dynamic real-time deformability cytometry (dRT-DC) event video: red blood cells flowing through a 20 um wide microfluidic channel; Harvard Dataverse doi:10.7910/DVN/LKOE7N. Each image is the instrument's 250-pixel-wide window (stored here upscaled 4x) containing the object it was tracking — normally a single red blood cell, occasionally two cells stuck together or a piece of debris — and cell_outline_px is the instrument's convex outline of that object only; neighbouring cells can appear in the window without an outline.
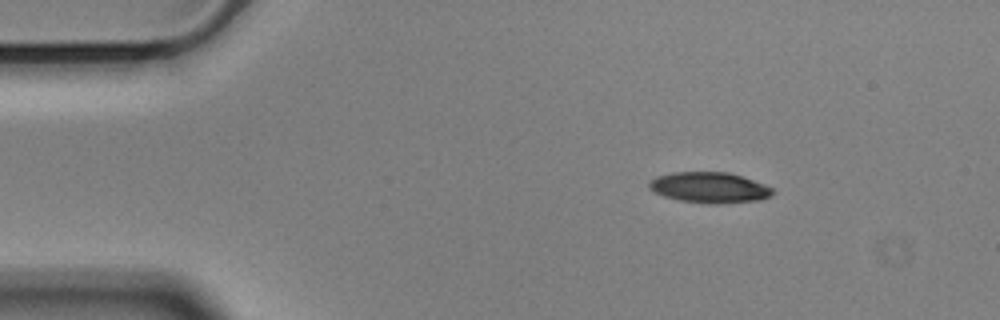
{"species": "Egyptian fruit bat (a non-hibernating species)", "species_latin": "Rousettus aegyptiacus", "temperature_condition": "cold", "stored_images_in_passage": 49, "camera_frame_rate_fps": 3000, "um_per_image_px": 0.085, "animal": {"sex": "male"}, "frame": {"image": 1, "passage_image": 1, "time_ms": 0.0, "image_size_px": [1000, 320], "cell_outline_px": [[776, 192], [772, 196], [760, 200], [716, 204], [708, 204], [680, 200], [664, 196], [648, 188], [648, 184], [656, 176], [672, 172], [728, 172], [764, 184], [772, 188]], "centroid_in_image_um": [60.32, 15.94], "position_along_channel_um": 24.7, "area_um2": 22.08}}
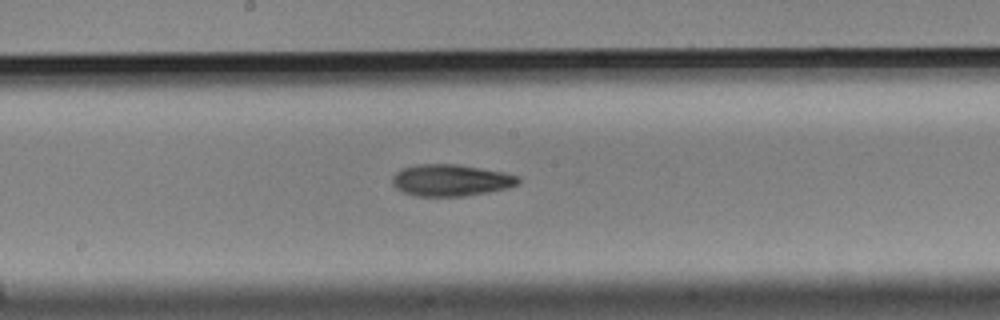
{"frame": {"image": 2, "passage_image": 22, "time_ms": 7.0, "image_size_px": [1000, 320], "cell_outline_px": [[520, 180], [516, 184], [508, 188], [488, 192], [464, 196], [416, 196], [404, 192], [396, 188], [392, 184], [392, 176], [400, 168], [416, 164], [456, 164], [480, 168], [520, 176]], "centroid_in_image_um": [38.27, 15.32], "position_along_channel_um": 209.9, "area_um2": 23.24}}
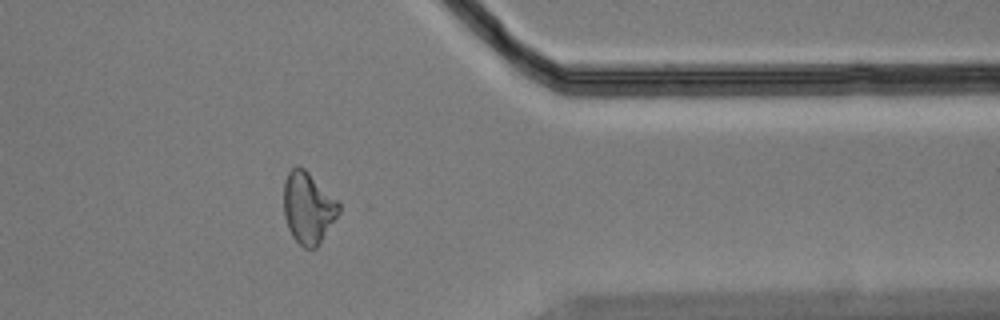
{"frame": {"image": 3, "passage_image": 38, "time_ms": 12.333, "image_size_px": [1000, 320], "cell_outline_px": [[340, 212], [316, 248], [304, 248], [292, 236], [288, 228], [284, 216], [284, 180], [288, 172], [296, 164], [300, 164], [340, 204]], "centroid_in_image_um": [26.17, 17.65], "position_along_channel_um": 385.2, "area_um2": 22.77}, "authors_computed_cell_mechanics": {"area_um2": 23.409, "velocity_mm_per_s": 3.553, "shape_relaxation_time_tau1_ms": 4.6019, "shape_relaxation_time_tau2_ms": 3.352, "deformation_change_tau1": 0.1477, "deformation_change_tau2": 0.1037}}